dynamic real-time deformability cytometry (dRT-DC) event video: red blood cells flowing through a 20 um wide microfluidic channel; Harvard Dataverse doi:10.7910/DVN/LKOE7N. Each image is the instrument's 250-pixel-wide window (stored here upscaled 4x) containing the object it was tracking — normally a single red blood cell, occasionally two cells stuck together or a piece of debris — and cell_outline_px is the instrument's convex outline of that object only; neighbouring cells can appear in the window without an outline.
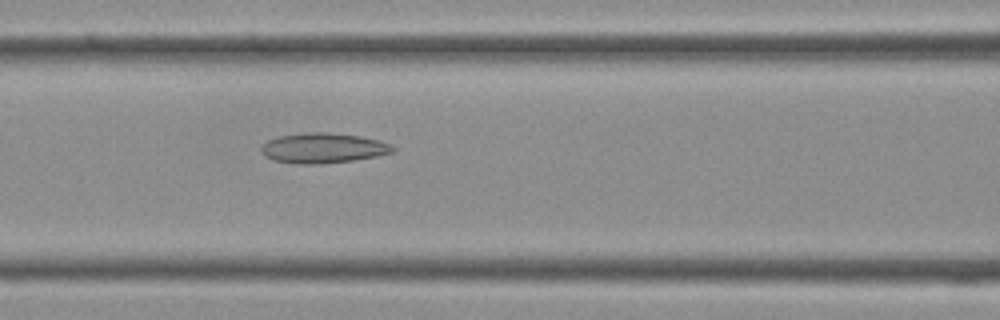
{"species": "Egyptian fruit bat (a non-hibernating species)", "species_latin": "Rousettus aegyptiacus", "temperature_condition": "cold", "stored_images_in_passage": 32, "camera_frame_rate_fps": 3000, "um_per_image_px": 0.085, "frame": {"image": 1, "passage_image": 9, "time_ms": 2.667, "image_size_px": [1000, 320], "cell_outline_px": [[396, 148], [392, 152], [376, 156], [356, 160], [320, 164], [296, 164], [272, 160], [264, 156], [260, 152], [260, 148], [268, 140], [276, 136], [308, 132], [328, 132], [360, 136], [380, 140]], "centroid_in_image_um": [27.42, 12.59], "position_along_channel_um": 139.2, "area_um2": 23.29}}
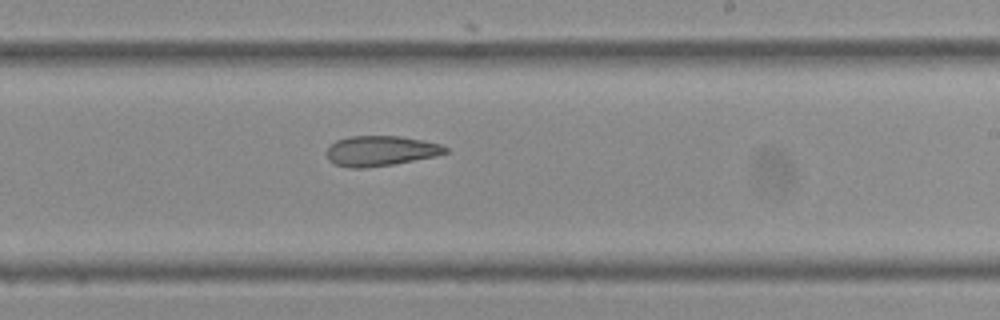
{"frame": {"image": 2, "passage_image": 16, "time_ms": 5.0, "image_size_px": [1000, 320], "cell_outline_px": [[448, 152], [436, 156], [392, 164], [364, 168], [348, 168], [336, 164], [328, 160], [324, 152], [336, 140], [348, 136], [400, 136], [440, 144], [448, 148]], "centroid_in_image_um": [32.31, 12.82], "position_along_channel_um": 256.7, "area_um2": 20.87}}
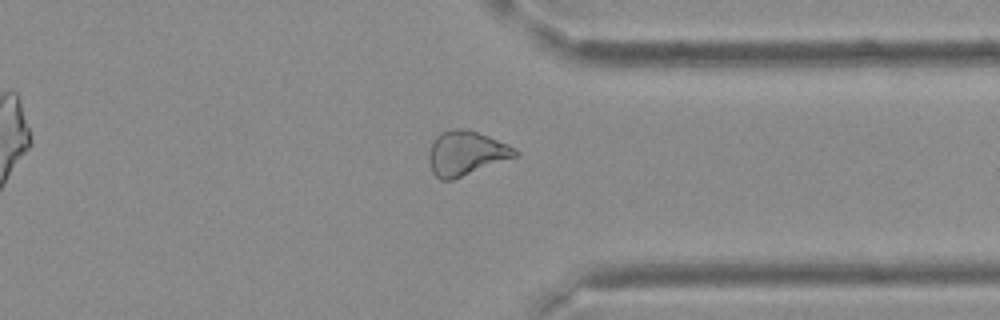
{"frame": {"image": 3, "passage_image": 23, "time_ms": 7.333, "image_size_px": [1000, 320], "cell_outline_px": [[520, 152], [516, 156], [452, 180], [440, 180], [432, 172], [428, 160], [428, 152], [432, 140], [440, 132], [452, 128], [460, 128], [476, 132], [488, 136], [508, 144], [516, 148]], "centroid_in_image_um": [39.57, 13.01], "position_along_channel_um": 371.8, "area_um2": 22.31}}